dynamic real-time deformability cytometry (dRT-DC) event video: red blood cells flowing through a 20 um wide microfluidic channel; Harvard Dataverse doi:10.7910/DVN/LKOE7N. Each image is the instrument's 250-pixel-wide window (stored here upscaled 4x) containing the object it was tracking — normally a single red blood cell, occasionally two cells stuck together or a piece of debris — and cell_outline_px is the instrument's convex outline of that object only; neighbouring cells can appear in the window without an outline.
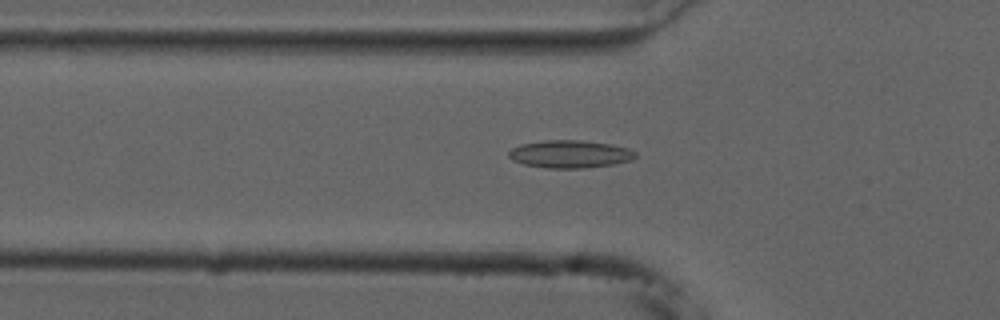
{"species": "common noctule bat (a hibernating species)", "species_latin": "Nyctalus noctula", "temperature_condition": "cold", "stored_images_in_passage": 38, "camera_frame_rate_fps": 3000, "um_per_image_px": 0.085, "animal": {"sex": "male", "forearm_length_mm": 52.5}, "frame": {"image": 1, "passage_image": 4, "time_ms": 1.0, "image_size_px": [1000, 320], "cell_outline_px": [[636, 156], [632, 160], [612, 164], [584, 168], [548, 168], [524, 164], [512, 160], [508, 156], [508, 152], [512, 148], [520, 144], [544, 140], [580, 140], [608, 144], [628, 148], [636, 152]], "centroid_in_image_um": [48.42, 13.09], "position_along_channel_um": 77.4, "area_um2": 20.35}}
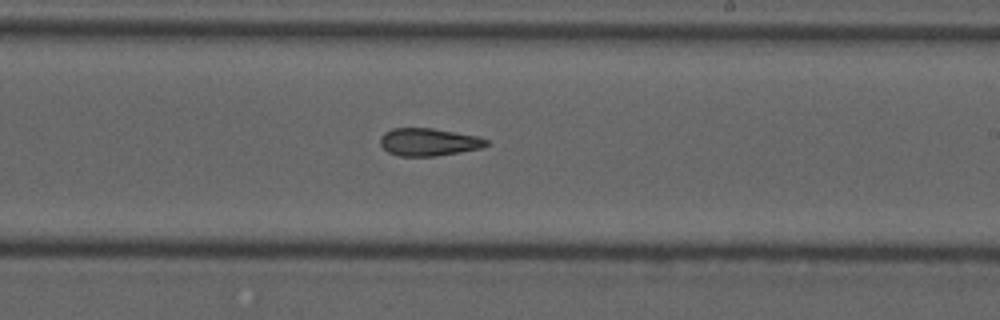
{"frame": {"image": 2, "passage_image": 18, "time_ms": 5.667, "image_size_px": [1000, 320], "cell_outline_px": [[488, 144], [484, 148], [436, 156], [400, 156], [388, 152], [380, 144], [380, 136], [384, 132], [392, 128], [432, 128], [480, 136], [488, 140]], "centroid_in_image_um": [36.46, 12.07], "position_along_channel_um": 252.5, "area_um2": 17.28}}
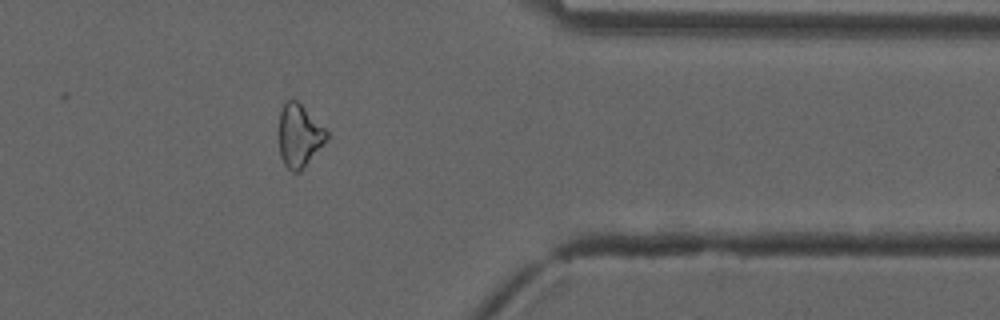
{"frame": {"image": 3, "passage_image": 30, "time_ms": 9.667, "image_size_px": [1000, 320], "cell_outline_px": [[328, 140], [300, 172], [292, 172], [284, 164], [280, 156], [280, 112], [284, 104], [292, 96], [328, 132]], "centroid_in_image_um": [25.45, 11.55], "position_along_channel_um": 386.0, "area_um2": 17.28}}